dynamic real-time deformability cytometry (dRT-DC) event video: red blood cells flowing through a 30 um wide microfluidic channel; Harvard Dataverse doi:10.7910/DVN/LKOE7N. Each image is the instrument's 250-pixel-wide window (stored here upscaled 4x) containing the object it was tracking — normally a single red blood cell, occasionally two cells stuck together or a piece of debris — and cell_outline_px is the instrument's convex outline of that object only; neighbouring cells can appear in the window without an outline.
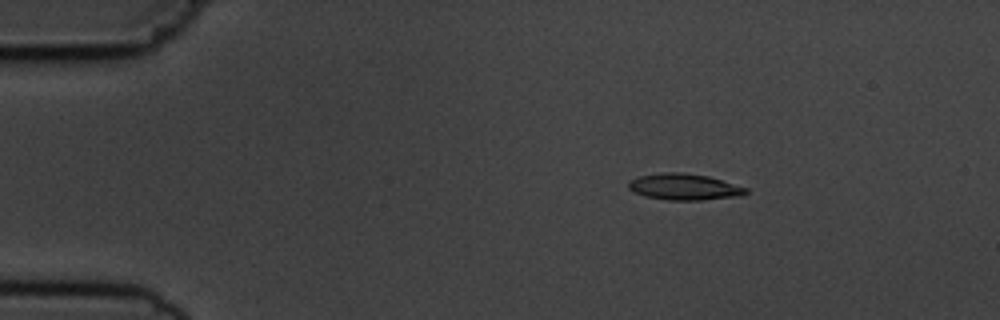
{"species": "common noctule bat (a hibernating species)", "species_latin": "Nyctalus noctula", "temperature_condition": "cold", "stored_images_in_passage": 5, "camera_frame_rate_fps": 3000, "um_per_image_px": 0.085, "animal": {"sex": "male", "body_mass_g": 19.5, "forearm_length_mm": 54.6}, "frame": {"image": 1, "passage_image": 3, "time_ms": 2.333, "image_size_px": [1000, 320], "cell_outline_px": [[748, 192], [744, 196], [704, 200], [668, 200], [644, 196], [628, 188], [628, 180], [640, 176], [660, 172], [680, 172], [708, 176], [748, 188]], "centroid_in_image_um": [58.18, 15.89], "position_along_channel_um": 26.8, "area_um2": 18.15}}